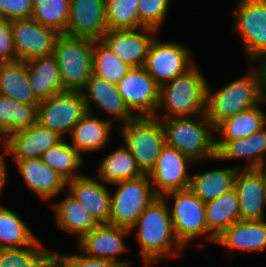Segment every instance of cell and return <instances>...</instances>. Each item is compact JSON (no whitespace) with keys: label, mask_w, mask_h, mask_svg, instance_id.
I'll return each mask as SVG.
<instances>
[{"label":"cell","mask_w":266,"mask_h":267,"mask_svg":"<svg viewBox=\"0 0 266 267\" xmlns=\"http://www.w3.org/2000/svg\"><path fill=\"white\" fill-rule=\"evenodd\" d=\"M37 122V106L0 95V126L8 133L29 128Z\"/></svg>","instance_id":"d590c367"},{"label":"cell","mask_w":266,"mask_h":267,"mask_svg":"<svg viewBox=\"0 0 266 267\" xmlns=\"http://www.w3.org/2000/svg\"><path fill=\"white\" fill-rule=\"evenodd\" d=\"M208 80L195 64L186 73L160 86L156 118L191 117L206 113ZM161 109V110H160Z\"/></svg>","instance_id":"277c9868"},{"label":"cell","mask_w":266,"mask_h":267,"mask_svg":"<svg viewBox=\"0 0 266 267\" xmlns=\"http://www.w3.org/2000/svg\"><path fill=\"white\" fill-rule=\"evenodd\" d=\"M70 0H33L31 18L41 25L66 34Z\"/></svg>","instance_id":"74e56055"},{"label":"cell","mask_w":266,"mask_h":267,"mask_svg":"<svg viewBox=\"0 0 266 267\" xmlns=\"http://www.w3.org/2000/svg\"><path fill=\"white\" fill-rule=\"evenodd\" d=\"M260 103L248 110L225 119L215 127V141H232L246 138L266 126V112ZM220 135V137H219Z\"/></svg>","instance_id":"f546056e"},{"label":"cell","mask_w":266,"mask_h":267,"mask_svg":"<svg viewBox=\"0 0 266 267\" xmlns=\"http://www.w3.org/2000/svg\"><path fill=\"white\" fill-rule=\"evenodd\" d=\"M98 164L96 178L108 184L109 187V184L127 179H135L144 175L138 168L131 152L124 144L105 155Z\"/></svg>","instance_id":"4dcf8cb0"},{"label":"cell","mask_w":266,"mask_h":267,"mask_svg":"<svg viewBox=\"0 0 266 267\" xmlns=\"http://www.w3.org/2000/svg\"><path fill=\"white\" fill-rule=\"evenodd\" d=\"M0 95L32 106L39 104L40 100L28 81L26 62L17 60L0 63Z\"/></svg>","instance_id":"83f0119b"},{"label":"cell","mask_w":266,"mask_h":267,"mask_svg":"<svg viewBox=\"0 0 266 267\" xmlns=\"http://www.w3.org/2000/svg\"><path fill=\"white\" fill-rule=\"evenodd\" d=\"M215 160L246 159L245 165H235L237 169H258L266 162V126L254 134L232 141H215Z\"/></svg>","instance_id":"603a6c76"},{"label":"cell","mask_w":266,"mask_h":267,"mask_svg":"<svg viewBox=\"0 0 266 267\" xmlns=\"http://www.w3.org/2000/svg\"><path fill=\"white\" fill-rule=\"evenodd\" d=\"M139 0H105L108 30L139 27Z\"/></svg>","instance_id":"f35d334b"},{"label":"cell","mask_w":266,"mask_h":267,"mask_svg":"<svg viewBox=\"0 0 266 267\" xmlns=\"http://www.w3.org/2000/svg\"><path fill=\"white\" fill-rule=\"evenodd\" d=\"M64 138L50 128L35 123L29 128L9 134L7 150L2 157L10 154L12 160L41 158L51 146L60 143Z\"/></svg>","instance_id":"ffe728a7"},{"label":"cell","mask_w":266,"mask_h":267,"mask_svg":"<svg viewBox=\"0 0 266 267\" xmlns=\"http://www.w3.org/2000/svg\"><path fill=\"white\" fill-rule=\"evenodd\" d=\"M7 160H2V166L0 167V198L3 194V189L6 185V181L8 179V172H7Z\"/></svg>","instance_id":"ee69618b"},{"label":"cell","mask_w":266,"mask_h":267,"mask_svg":"<svg viewBox=\"0 0 266 267\" xmlns=\"http://www.w3.org/2000/svg\"><path fill=\"white\" fill-rule=\"evenodd\" d=\"M107 31L105 0H70L66 35L101 40Z\"/></svg>","instance_id":"e0dca14e"},{"label":"cell","mask_w":266,"mask_h":267,"mask_svg":"<svg viewBox=\"0 0 266 267\" xmlns=\"http://www.w3.org/2000/svg\"><path fill=\"white\" fill-rule=\"evenodd\" d=\"M119 135L143 174L149 175L154 169L165 136L162 124L154 115H134L119 125Z\"/></svg>","instance_id":"5b68a950"},{"label":"cell","mask_w":266,"mask_h":267,"mask_svg":"<svg viewBox=\"0 0 266 267\" xmlns=\"http://www.w3.org/2000/svg\"><path fill=\"white\" fill-rule=\"evenodd\" d=\"M158 40L156 36L152 40L144 68L161 86L186 73L195 65L196 61L194 62L191 50L184 43Z\"/></svg>","instance_id":"8fae6325"},{"label":"cell","mask_w":266,"mask_h":267,"mask_svg":"<svg viewBox=\"0 0 266 267\" xmlns=\"http://www.w3.org/2000/svg\"><path fill=\"white\" fill-rule=\"evenodd\" d=\"M170 0H139V27H148L159 32L168 16Z\"/></svg>","instance_id":"ab89813d"},{"label":"cell","mask_w":266,"mask_h":267,"mask_svg":"<svg viewBox=\"0 0 266 267\" xmlns=\"http://www.w3.org/2000/svg\"><path fill=\"white\" fill-rule=\"evenodd\" d=\"M116 188L111 194L109 224L130 229L141 213L158 197L150 178L144 174L110 184Z\"/></svg>","instance_id":"9c48e42d"},{"label":"cell","mask_w":266,"mask_h":267,"mask_svg":"<svg viewBox=\"0 0 266 267\" xmlns=\"http://www.w3.org/2000/svg\"><path fill=\"white\" fill-rule=\"evenodd\" d=\"M237 1L230 30L241 38L249 64H266V0Z\"/></svg>","instance_id":"8992f818"},{"label":"cell","mask_w":266,"mask_h":267,"mask_svg":"<svg viewBox=\"0 0 266 267\" xmlns=\"http://www.w3.org/2000/svg\"><path fill=\"white\" fill-rule=\"evenodd\" d=\"M38 239L17 213L0 205V249L32 245Z\"/></svg>","instance_id":"e575fe53"},{"label":"cell","mask_w":266,"mask_h":267,"mask_svg":"<svg viewBox=\"0 0 266 267\" xmlns=\"http://www.w3.org/2000/svg\"><path fill=\"white\" fill-rule=\"evenodd\" d=\"M98 178L83 174L67 181L68 192L83 205L95 220L109 223L111 191Z\"/></svg>","instance_id":"7402d4cb"},{"label":"cell","mask_w":266,"mask_h":267,"mask_svg":"<svg viewBox=\"0 0 266 267\" xmlns=\"http://www.w3.org/2000/svg\"><path fill=\"white\" fill-rule=\"evenodd\" d=\"M17 60L13 46L11 21L0 19V63Z\"/></svg>","instance_id":"7bdbcfd3"},{"label":"cell","mask_w":266,"mask_h":267,"mask_svg":"<svg viewBox=\"0 0 266 267\" xmlns=\"http://www.w3.org/2000/svg\"><path fill=\"white\" fill-rule=\"evenodd\" d=\"M250 65H253L252 69L250 67L246 74L217 90H213L208 83L206 115L214 127L225 119L262 103V64Z\"/></svg>","instance_id":"7a4b0ae2"},{"label":"cell","mask_w":266,"mask_h":267,"mask_svg":"<svg viewBox=\"0 0 266 267\" xmlns=\"http://www.w3.org/2000/svg\"><path fill=\"white\" fill-rule=\"evenodd\" d=\"M117 88L133 114L156 116L160 86L144 67L130 68Z\"/></svg>","instance_id":"5bb4252c"},{"label":"cell","mask_w":266,"mask_h":267,"mask_svg":"<svg viewBox=\"0 0 266 267\" xmlns=\"http://www.w3.org/2000/svg\"><path fill=\"white\" fill-rule=\"evenodd\" d=\"M237 171L235 166H229L191 174L188 189L204 203L215 200L234 188Z\"/></svg>","instance_id":"f1b7e54d"},{"label":"cell","mask_w":266,"mask_h":267,"mask_svg":"<svg viewBox=\"0 0 266 267\" xmlns=\"http://www.w3.org/2000/svg\"><path fill=\"white\" fill-rule=\"evenodd\" d=\"M0 267H54V252L37 239L20 248H1Z\"/></svg>","instance_id":"d6a6232c"},{"label":"cell","mask_w":266,"mask_h":267,"mask_svg":"<svg viewBox=\"0 0 266 267\" xmlns=\"http://www.w3.org/2000/svg\"><path fill=\"white\" fill-rule=\"evenodd\" d=\"M157 33L148 27L108 30L101 40L121 61L138 68L144 67L149 46Z\"/></svg>","instance_id":"2e32d148"},{"label":"cell","mask_w":266,"mask_h":267,"mask_svg":"<svg viewBox=\"0 0 266 267\" xmlns=\"http://www.w3.org/2000/svg\"><path fill=\"white\" fill-rule=\"evenodd\" d=\"M113 124L109 119H99L95 114L87 112L72 129L68 142L84 158L85 152L104 150L110 140Z\"/></svg>","instance_id":"cb8c5ba5"},{"label":"cell","mask_w":266,"mask_h":267,"mask_svg":"<svg viewBox=\"0 0 266 267\" xmlns=\"http://www.w3.org/2000/svg\"><path fill=\"white\" fill-rule=\"evenodd\" d=\"M80 92L88 112L94 114L93 109L97 107L100 111L106 113L109 120L113 123L116 121L118 124L120 122L119 125H121L135 115L126 106L117 85L94 74L90 76L85 87Z\"/></svg>","instance_id":"ac0fdd59"},{"label":"cell","mask_w":266,"mask_h":267,"mask_svg":"<svg viewBox=\"0 0 266 267\" xmlns=\"http://www.w3.org/2000/svg\"><path fill=\"white\" fill-rule=\"evenodd\" d=\"M131 234L130 229L114 226L109 223L98 224L92 231L84 234L77 241L78 253L91 258L108 259L131 267L130 260H119V254H126L129 247L124 243L125 238ZM80 251V252H79Z\"/></svg>","instance_id":"4fadbf2b"},{"label":"cell","mask_w":266,"mask_h":267,"mask_svg":"<svg viewBox=\"0 0 266 267\" xmlns=\"http://www.w3.org/2000/svg\"><path fill=\"white\" fill-rule=\"evenodd\" d=\"M134 230L145 267H150L165 257L176 258L184 249L174 234L169 207L161 196L141 213L130 228L131 233Z\"/></svg>","instance_id":"6da1fadb"},{"label":"cell","mask_w":266,"mask_h":267,"mask_svg":"<svg viewBox=\"0 0 266 267\" xmlns=\"http://www.w3.org/2000/svg\"><path fill=\"white\" fill-rule=\"evenodd\" d=\"M8 138L9 134L0 126V149H3L2 152H0V156H4L7 146H8Z\"/></svg>","instance_id":"f6af8a7d"},{"label":"cell","mask_w":266,"mask_h":267,"mask_svg":"<svg viewBox=\"0 0 266 267\" xmlns=\"http://www.w3.org/2000/svg\"><path fill=\"white\" fill-rule=\"evenodd\" d=\"M41 159L66 181L83 175L77 171L82 168L84 158L65 139L48 148Z\"/></svg>","instance_id":"836d02e7"},{"label":"cell","mask_w":266,"mask_h":267,"mask_svg":"<svg viewBox=\"0 0 266 267\" xmlns=\"http://www.w3.org/2000/svg\"><path fill=\"white\" fill-rule=\"evenodd\" d=\"M258 169L262 173V175L265 179V182H266V163H263Z\"/></svg>","instance_id":"7dc6e473"},{"label":"cell","mask_w":266,"mask_h":267,"mask_svg":"<svg viewBox=\"0 0 266 267\" xmlns=\"http://www.w3.org/2000/svg\"><path fill=\"white\" fill-rule=\"evenodd\" d=\"M130 68L102 40H93L92 74L117 85Z\"/></svg>","instance_id":"8d00e7d4"},{"label":"cell","mask_w":266,"mask_h":267,"mask_svg":"<svg viewBox=\"0 0 266 267\" xmlns=\"http://www.w3.org/2000/svg\"><path fill=\"white\" fill-rule=\"evenodd\" d=\"M240 209V220H264L266 182L259 169H238L234 179Z\"/></svg>","instance_id":"d6986e66"},{"label":"cell","mask_w":266,"mask_h":267,"mask_svg":"<svg viewBox=\"0 0 266 267\" xmlns=\"http://www.w3.org/2000/svg\"><path fill=\"white\" fill-rule=\"evenodd\" d=\"M157 119L163 127L165 145L176 148L196 164L203 160H215V127L206 113L191 117Z\"/></svg>","instance_id":"3957f363"},{"label":"cell","mask_w":266,"mask_h":267,"mask_svg":"<svg viewBox=\"0 0 266 267\" xmlns=\"http://www.w3.org/2000/svg\"><path fill=\"white\" fill-rule=\"evenodd\" d=\"M205 209L207 228L215 239L233 223L240 221L239 200L234 188L206 202Z\"/></svg>","instance_id":"1f68e13d"},{"label":"cell","mask_w":266,"mask_h":267,"mask_svg":"<svg viewBox=\"0 0 266 267\" xmlns=\"http://www.w3.org/2000/svg\"><path fill=\"white\" fill-rule=\"evenodd\" d=\"M262 102L266 101V64H262Z\"/></svg>","instance_id":"bcb514c9"},{"label":"cell","mask_w":266,"mask_h":267,"mask_svg":"<svg viewBox=\"0 0 266 267\" xmlns=\"http://www.w3.org/2000/svg\"><path fill=\"white\" fill-rule=\"evenodd\" d=\"M215 244L226 247L229 253L257 252L266 249V220L237 221L216 238Z\"/></svg>","instance_id":"d4e9b609"},{"label":"cell","mask_w":266,"mask_h":267,"mask_svg":"<svg viewBox=\"0 0 266 267\" xmlns=\"http://www.w3.org/2000/svg\"><path fill=\"white\" fill-rule=\"evenodd\" d=\"M63 89L81 91L92 75L93 40L60 34L54 45Z\"/></svg>","instance_id":"ba28073f"},{"label":"cell","mask_w":266,"mask_h":267,"mask_svg":"<svg viewBox=\"0 0 266 267\" xmlns=\"http://www.w3.org/2000/svg\"><path fill=\"white\" fill-rule=\"evenodd\" d=\"M54 267H125L108 259L91 258L84 254H60L54 252Z\"/></svg>","instance_id":"60d3db41"},{"label":"cell","mask_w":266,"mask_h":267,"mask_svg":"<svg viewBox=\"0 0 266 267\" xmlns=\"http://www.w3.org/2000/svg\"><path fill=\"white\" fill-rule=\"evenodd\" d=\"M11 30L16 58L24 62L53 55L55 41L60 35L32 18L12 20Z\"/></svg>","instance_id":"7c38bea8"},{"label":"cell","mask_w":266,"mask_h":267,"mask_svg":"<svg viewBox=\"0 0 266 267\" xmlns=\"http://www.w3.org/2000/svg\"><path fill=\"white\" fill-rule=\"evenodd\" d=\"M196 164L176 148L165 145L158 157L154 169L149 173L153 190L157 196L187 189L191 175L189 168Z\"/></svg>","instance_id":"9a60e30c"},{"label":"cell","mask_w":266,"mask_h":267,"mask_svg":"<svg viewBox=\"0 0 266 267\" xmlns=\"http://www.w3.org/2000/svg\"><path fill=\"white\" fill-rule=\"evenodd\" d=\"M28 81L39 100L64 92L60 69L54 55L26 62Z\"/></svg>","instance_id":"4316f807"},{"label":"cell","mask_w":266,"mask_h":267,"mask_svg":"<svg viewBox=\"0 0 266 267\" xmlns=\"http://www.w3.org/2000/svg\"><path fill=\"white\" fill-rule=\"evenodd\" d=\"M162 197L169 207L174 234L184 248L200 236H205L207 240L215 243L216 239L207 228L205 203L192 191L188 188L176 190ZM168 198L172 201L168 202Z\"/></svg>","instance_id":"52a82bcc"},{"label":"cell","mask_w":266,"mask_h":267,"mask_svg":"<svg viewBox=\"0 0 266 267\" xmlns=\"http://www.w3.org/2000/svg\"><path fill=\"white\" fill-rule=\"evenodd\" d=\"M23 182L42 201H51L60 192L66 191L67 181L56 173L41 158L13 160Z\"/></svg>","instance_id":"44dd1931"},{"label":"cell","mask_w":266,"mask_h":267,"mask_svg":"<svg viewBox=\"0 0 266 267\" xmlns=\"http://www.w3.org/2000/svg\"><path fill=\"white\" fill-rule=\"evenodd\" d=\"M67 195L60 201L50 204L55 213L57 226L77 237V241L86 233L92 231L99 223L67 190Z\"/></svg>","instance_id":"484cf974"},{"label":"cell","mask_w":266,"mask_h":267,"mask_svg":"<svg viewBox=\"0 0 266 267\" xmlns=\"http://www.w3.org/2000/svg\"><path fill=\"white\" fill-rule=\"evenodd\" d=\"M87 112L80 91H64L40 100L37 105V123L50 128L65 139Z\"/></svg>","instance_id":"30bf717a"},{"label":"cell","mask_w":266,"mask_h":267,"mask_svg":"<svg viewBox=\"0 0 266 267\" xmlns=\"http://www.w3.org/2000/svg\"><path fill=\"white\" fill-rule=\"evenodd\" d=\"M33 0H0V19L17 20L31 18Z\"/></svg>","instance_id":"b9f144b4"}]
</instances>
